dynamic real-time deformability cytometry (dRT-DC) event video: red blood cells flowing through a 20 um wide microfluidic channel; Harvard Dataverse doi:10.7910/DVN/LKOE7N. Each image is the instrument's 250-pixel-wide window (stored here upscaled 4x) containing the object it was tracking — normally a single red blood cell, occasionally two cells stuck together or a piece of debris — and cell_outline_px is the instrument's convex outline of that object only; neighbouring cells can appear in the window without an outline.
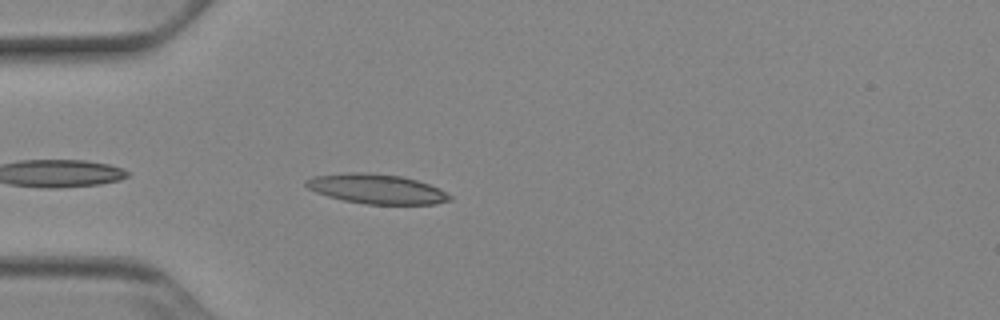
{"species": "Egyptian fruit bat (a non-hibernating species)", "species_latin": "Rousettus aegyptiacus", "temperature_condition": "cold", "stored_images_in_passage": 17, "camera_frame_rate_fps": 3000, "um_per_image_px": 0.085, "animal": {"sex": "female"}, "frame": {"image": 1, "passage_image": 3, "time_ms": 0.667, "image_size_px": [1000, 320], "cell_outline_px": [[452, 200], [436, 204], [364, 204], [344, 200], [328, 196], [316, 192], [308, 188], [304, 184], [304, 180], [312, 176], [352, 172], [368, 172], [400, 176], [416, 180], [440, 188], [452, 196]], "centroid_in_image_um": [32.01, 16.06], "position_along_channel_um": 53.0, "area_um2": 24.91}}
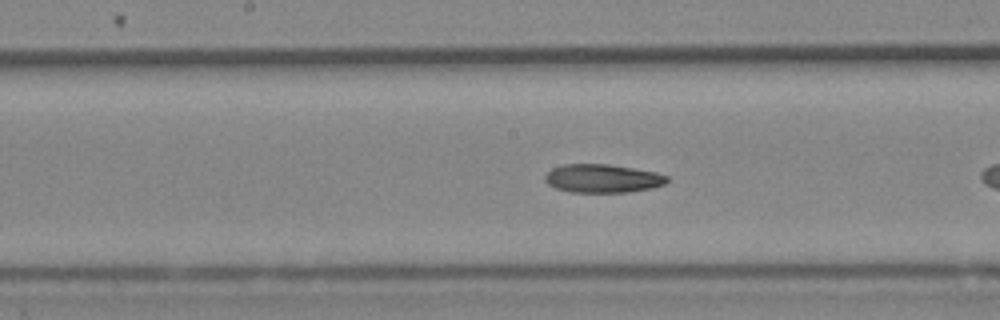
{"frame": {"image": 2, "passage_image": 12, "time_ms": 3.667, "image_size_px": [1000, 320], "cell_outline_px": [[668, 180], [664, 184], [652, 188], [628, 192], [572, 192], [556, 188], [548, 184], [544, 180], [544, 176], [552, 168], [564, 164], [608, 164], [656, 172], [668, 176]], "centroid_in_image_um": [51.21, 15.16], "position_along_channel_um": 197.0, "area_um2": 20.17}}
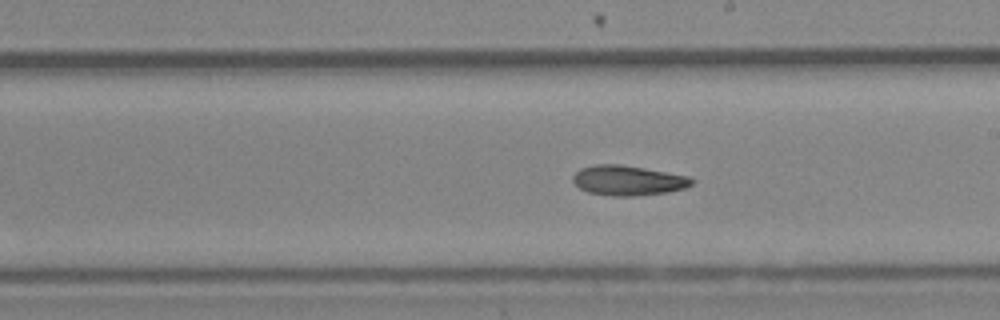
{"frame": {"image": 3, "passage_image": 15, "time_ms": 4.667, "image_size_px": [1000, 320], "cell_outline_px": [[696, 180], [692, 184], [684, 188], [668, 192], [632, 196], [612, 196], [588, 192], [580, 188], [572, 180], [572, 176], [580, 168], [596, 164], [620, 164], [644, 168], [688, 176]], "centroid_in_image_um": [53.37, 15.33], "position_along_channel_um": 235.6, "area_um2": 20.69}}